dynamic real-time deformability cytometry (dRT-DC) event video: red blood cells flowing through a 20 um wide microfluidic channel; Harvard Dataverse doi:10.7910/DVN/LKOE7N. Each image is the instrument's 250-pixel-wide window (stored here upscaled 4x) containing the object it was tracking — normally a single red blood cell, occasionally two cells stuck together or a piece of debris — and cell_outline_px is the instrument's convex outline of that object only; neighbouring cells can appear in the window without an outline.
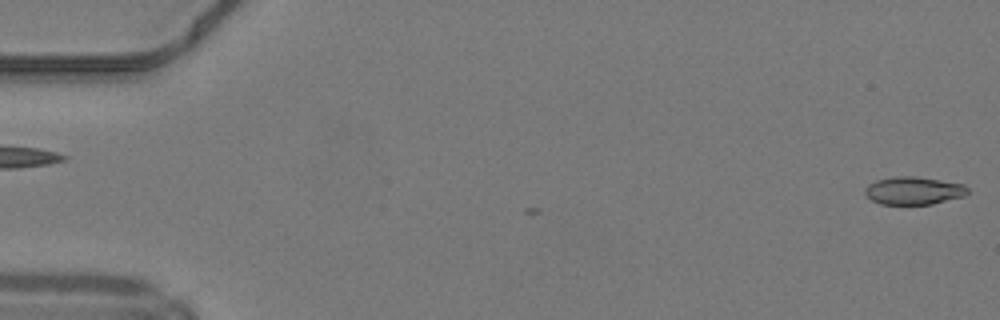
{"species": "common noctule bat (a hibernating species)", "species_latin": "Nyctalus noctula", "temperature_condition": "warm", "stored_images_in_passage": 5, "camera_frame_rate_fps": 3000, "um_per_image_px": 0.085, "animal": {"sex": "male", "body_mass_g": 19.2, "forearm_length_mm": 51.8}, "frame": {"image": 1, "passage_image": 1, "time_ms": 0.0, "image_size_px": [1000, 320], "cell_outline_px": [[968, 192], [964, 196], [932, 204], [880, 204], [872, 200], [864, 192], [864, 188], [868, 184], [876, 180], [892, 176], [916, 176], [964, 184], [968, 188]], "centroid_in_image_um": [77.64, 16.19], "position_along_channel_um": 7.4, "area_um2": 16.7}}